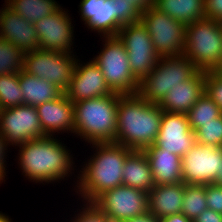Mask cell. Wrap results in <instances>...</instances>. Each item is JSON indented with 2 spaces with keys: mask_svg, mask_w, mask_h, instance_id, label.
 <instances>
[{
  "mask_svg": "<svg viewBox=\"0 0 222 222\" xmlns=\"http://www.w3.org/2000/svg\"><path fill=\"white\" fill-rule=\"evenodd\" d=\"M54 137L33 139L17 146L18 167L27 180L44 185L64 181L74 174L72 151Z\"/></svg>",
  "mask_w": 222,
  "mask_h": 222,
  "instance_id": "1",
  "label": "cell"
},
{
  "mask_svg": "<svg viewBox=\"0 0 222 222\" xmlns=\"http://www.w3.org/2000/svg\"><path fill=\"white\" fill-rule=\"evenodd\" d=\"M91 148L93 155L83 162L74 181V191L83 203H92L104 191L123 184L124 162L133 151L116 143H94Z\"/></svg>",
  "mask_w": 222,
  "mask_h": 222,
  "instance_id": "2",
  "label": "cell"
},
{
  "mask_svg": "<svg viewBox=\"0 0 222 222\" xmlns=\"http://www.w3.org/2000/svg\"><path fill=\"white\" fill-rule=\"evenodd\" d=\"M162 115L158 104L145 101L138 93L120 95L114 143L143 151L156 143Z\"/></svg>",
  "mask_w": 222,
  "mask_h": 222,
  "instance_id": "3",
  "label": "cell"
},
{
  "mask_svg": "<svg viewBox=\"0 0 222 222\" xmlns=\"http://www.w3.org/2000/svg\"><path fill=\"white\" fill-rule=\"evenodd\" d=\"M121 94L81 100L73 103L75 131L87 144L114 143L117 131V108Z\"/></svg>",
  "mask_w": 222,
  "mask_h": 222,
  "instance_id": "4",
  "label": "cell"
},
{
  "mask_svg": "<svg viewBox=\"0 0 222 222\" xmlns=\"http://www.w3.org/2000/svg\"><path fill=\"white\" fill-rule=\"evenodd\" d=\"M183 55L200 71H215L222 63V30L215 19L186 25Z\"/></svg>",
  "mask_w": 222,
  "mask_h": 222,
  "instance_id": "5",
  "label": "cell"
},
{
  "mask_svg": "<svg viewBox=\"0 0 222 222\" xmlns=\"http://www.w3.org/2000/svg\"><path fill=\"white\" fill-rule=\"evenodd\" d=\"M197 71L184 55L160 57L152 71L139 82L137 93L145 101L159 104L170 89L189 80Z\"/></svg>",
  "mask_w": 222,
  "mask_h": 222,
  "instance_id": "6",
  "label": "cell"
},
{
  "mask_svg": "<svg viewBox=\"0 0 222 222\" xmlns=\"http://www.w3.org/2000/svg\"><path fill=\"white\" fill-rule=\"evenodd\" d=\"M103 48L92 60L99 66L109 88L121 95L138 92L139 81L130 70L127 51L118 36L101 37Z\"/></svg>",
  "mask_w": 222,
  "mask_h": 222,
  "instance_id": "7",
  "label": "cell"
},
{
  "mask_svg": "<svg viewBox=\"0 0 222 222\" xmlns=\"http://www.w3.org/2000/svg\"><path fill=\"white\" fill-rule=\"evenodd\" d=\"M140 21L146 27L154 49L160 57L183 55L186 25L154 6H150L142 12Z\"/></svg>",
  "mask_w": 222,
  "mask_h": 222,
  "instance_id": "8",
  "label": "cell"
},
{
  "mask_svg": "<svg viewBox=\"0 0 222 222\" xmlns=\"http://www.w3.org/2000/svg\"><path fill=\"white\" fill-rule=\"evenodd\" d=\"M77 59L78 56L72 53L37 49L25 53L23 70L53 83L65 92L70 84Z\"/></svg>",
  "mask_w": 222,
  "mask_h": 222,
  "instance_id": "9",
  "label": "cell"
},
{
  "mask_svg": "<svg viewBox=\"0 0 222 222\" xmlns=\"http://www.w3.org/2000/svg\"><path fill=\"white\" fill-rule=\"evenodd\" d=\"M92 204L111 222H123L148 212V193L122 184L104 191Z\"/></svg>",
  "mask_w": 222,
  "mask_h": 222,
  "instance_id": "10",
  "label": "cell"
},
{
  "mask_svg": "<svg viewBox=\"0 0 222 222\" xmlns=\"http://www.w3.org/2000/svg\"><path fill=\"white\" fill-rule=\"evenodd\" d=\"M117 36L127 51L130 70L140 82L152 71L160 58L151 37L141 21L123 25Z\"/></svg>",
  "mask_w": 222,
  "mask_h": 222,
  "instance_id": "11",
  "label": "cell"
},
{
  "mask_svg": "<svg viewBox=\"0 0 222 222\" xmlns=\"http://www.w3.org/2000/svg\"><path fill=\"white\" fill-rule=\"evenodd\" d=\"M0 134L12 147L33 139L46 137L42 130L37 109L30 105H20L0 111Z\"/></svg>",
  "mask_w": 222,
  "mask_h": 222,
  "instance_id": "12",
  "label": "cell"
},
{
  "mask_svg": "<svg viewBox=\"0 0 222 222\" xmlns=\"http://www.w3.org/2000/svg\"><path fill=\"white\" fill-rule=\"evenodd\" d=\"M222 165V147L196 143L182 157V182L206 185L214 183Z\"/></svg>",
  "mask_w": 222,
  "mask_h": 222,
  "instance_id": "13",
  "label": "cell"
},
{
  "mask_svg": "<svg viewBox=\"0 0 222 222\" xmlns=\"http://www.w3.org/2000/svg\"><path fill=\"white\" fill-rule=\"evenodd\" d=\"M68 9L61 6L34 23L39 39V49L75 54L74 26ZM73 40V41H72Z\"/></svg>",
  "mask_w": 222,
  "mask_h": 222,
  "instance_id": "14",
  "label": "cell"
},
{
  "mask_svg": "<svg viewBox=\"0 0 222 222\" xmlns=\"http://www.w3.org/2000/svg\"><path fill=\"white\" fill-rule=\"evenodd\" d=\"M196 143L195 132L190 127L187 114L163 111L155 143L158 148L182 158Z\"/></svg>",
  "mask_w": 222,
  "mask_h": 222,
  "instance_id": "15",
  "label": "cell"
},
{
  "mask_svg": "<svg viewBox=\"0 0 222 222\" xmlns=\"http://www.w3.org/2000/svg\"><path fill=\"white\" fill-rule=\"evenodd\" d=\"M81 62V63H80ZM73 103L114 93L108 86L99 66L91 59L86 63L77 59L73 75L64 92Z\"/></svg>",
  "mask_w": 222,
  "mask_h": 222,
  "instance_id": "16",
  "label": "cell"
},
{
  "mask_svg": "<svg viewBox=\"0 0 222 222\" xmlns=\"http://www.w3.org/2000/svg\"><path fill=\"white\" fill-rule=\"evenodd\" d=\"M3 4L0 9V38L19 47L24 54L39 49L35 25Z\"/></svg>",
  "mask_w": 222,
  "mask_h": 222,
  "instance_id": "17",
  "label": "cell"
},
{
  "mask_svg": "<svg viewBox=\"0 0 222 222\" xmlns=\"http://www.w3.org/2000/svg\"><path fill=\"white\" fill-rule=\"evenodd\" d=\"M36 109L46 136L59 135L60 132L74 134V105L65 93L57 99L36 106Z\"/></svg>",
  "mask_w": 222,
  "mask_h": 222,
  "instance_id": "18",
  "label": "cell"
},
{
  "mask_svg": "<svg viewBox=\"0 0 222 222\" xmlns=\"http://www.w3.org/2000/svg\"><path fill=\"white\" fill-rule=\"evenodd\" d=\"M205 71L198 70L189 80L169 90L158 104L163 111L187 114L205 92Z\"/></svg>",
  "mask_w": 222,
  "mask_h": 222,
  "instance_id": "19",
  "label": "cell"
},
{
  "mask_svg": "<svg viewBox=\"0 0 222 222\" xmlns=\"http://www.w3.org/2000/svg\"><path fill=\"white\" fill-rule=\"evenodd\" d=\"M152 170L155 185L176 184L182 182V158L155 144L143 150Z\"/></svg>",
  "mask_w": 222,
  "mask_h": 222,
  "instance_id": "20",
  "label": "cell"
},
{
  "mask_svg": "<svg viewBox=\"0 0 222 222\" xmlns=\"http://www.w3.org/2000/svg\"><path fill=\"white\" fill-rule=\"evenodd\" d=\"M78 6L85 27L100 37L114 36L113 0H81Z\"/></svg>",
  "mask_w": 222,
  "mask_h": 222,
  "instance_id": "21",
  "label": "cell"
},
{
  "mask_svg": "<svg viewBox=\"0 0 222 222\" xmlns=\"http://www.w3.org/2000/svg\"><path fill=\"white\" fill-rule=\"evenodd\" d=\"M185 183L155 185L148 192V212L157 218L182 211Z\"/></svg>",
  "mask_w": 222,
  "mask_h": 222,
  "instance_id": "22",
  "label": "cell"
},
{
  "mask_svg": "<svg viewBox=\"0 0 222 222\" xmlns=\"http://www.w3.org/2000/svg\"><path fill=\"white\" fill-rule=\"evenodd\" d=\"M123 184L148 193L154 186L152 170L144 151L133 150L125 159Z\"/></svg>",
  "mask_w": 222,
  "mask_h": 222,
  "instance_id": "23",
  "label": "cell"
},
{
  "mask_svg": "<svg viewBox=\"0 0 222 222\" xmlns=\"http://www.w3.org/2000/svg\"><path fill=\"white\" fill-rule=\"evenodd\" d=\"M23 105L38 106L60 97L64 92L53 83L30 75L24 70L19 73Z\"/></svg>",
  "mask_w": 222,
  "mask_h": 222,
  "instance_id": "24",
  "label": "cell"
},
{
  "mask_svg": "<svg viewBox=\"0 0 222 222\" xmlns=\"http://www.w3.org/2000/svg\"><path fill=\"white\" fill-rule=\"evenodd\" d=\"M154 7L184 25L206 18L205 0H155Z\"/></svg>",
  "mask_w": 222,
  "mask_h": 222,
  "instance_id": "25",
  "label": "cell"
},
{
  "mask_svg": "<svg viewBox=\"0 0 222 222\" xmlns=\"http://www.w3.org/2000/svg\"><path fill=\"white\" fill-rule=\"evenodd\" d=\"M5 4L33 24L61 6L56 0H8Z\"/></svg>",
  "mask_w": 222,
  "mask_h": 222,
  "instance_id": "26",
  "label": "cell"
},
{
  "mask_svg": "<svg viewBox=\"0 0 222 222\" xmlns=\"http://www.w3.org/2000/svg\"><path fill=\"white\" fill-rule=\"evenodd\" d=\"M221 115L219 106L205 92L187 113L190 127L194 132L202 126V123L214 121Z\"/></svg>",
  "mask_w": 222,
  "mask_h": 222,
  "instance_id": "27",
  "label": "cell"
},
{
  "mask_svg": "<svg viewBox=\"0 0 222 222\" xmlns=\"http://www.w3.org/2000/svg\"><path fill=\"white\" fill-rule=\"evenodd\" d=\"M207 208L206 185L185 184L181 213L194 221Z\"/></svg>",
  "mask_w": 222,
  "mask_h": 222,
  "instance_id": "28",
  "label": "cell"
},
{
  "mask_svg": "<svg viewBox=\"0 0 222 222\" xmlns=\"http://www.w3.org/2000/svg\"><path fill=\"white\" fill-rule=\"evenodd\" d=\"M24 55L19 47L0 38V75L20 73L24 69Z\"/></svg>",
  "mask_w": 222,
  "mask_h": 222,
  "instance_id": "29",
  "label": "cell"
},
{
  "mask_svg": "<svg viewBox=\"0 0 222 222\" xmlns=\"http://www.w3.org/2000/svg\"><path fill=\"white\" fill-rule=\"evenodd\" d=\"M23 105L19 73L0 75V108L8 109Z\"/></svg>",
  "mask_w": 222,
  "mask_h": 222,
  "instance_id": "30",
  "label": "cell"
},
{
  "mask_svg": "<svg viewBox=\"0 0 222 222\" xmlns=\"http://www.w3.org/2000/svg\"><path fill=\"white\" fill-rule=\"evenodd\" d=\"M114 36H117L123 25L140 21L142 12L128 0H113Z\"/></svg>",
  "mask_w": 222,
  "mask_h": 222,
  "instance_id": "31",
  "label": "cell"
},
{
  "mask_svg": "<svg viewBox=\"0 0 222 222\" xmlns=\"http://www.w3.org/2000/svg\"><path fill=\"white\" fill-rule=\"evenodd\" d=\"M196 142L202 145L222 147V115L202 126L195 132Z\"/></svg>",
  "mask_w": 222,
  "mask_h": 222,
  "instance_id": "32",
  "label": "cell"
},
{
  "mask_svg": "<svg viewBox=\"0 0 222 222\" xmlns=\"http://www.w3.org/2000/svg\"><path fill=\"white\" fill-rule=\"evenodd\" d=\"M205 93L222 111V77H220L215 71L206 72Z\"/></svg>",
  "mask_w": 222,
  "mask_h": 222,
  "instance_id": "33",
  "label": "cell"
},
{
  "mask_svg": "<svg viewBox=\"0 0 222 222\" xmlns=\"http://www.w3.org/2000/svg\"><path fill=\"white\" fill-rule=\"evenodd\" d=\"M82 206L77 209V214L73 215L75 217L71 218V222H111L92 203H83Z\"/></svg>",
  "mask_w": 222,
  "mask_h": 222,
  "instance_id": "34",
  "label": "cell"
},
{
  "mask_svg": "<svg viewBox=\"0 0 222 222\" xmlns=\"http://www.w3.org/2000/svg\"><path fill=\"white\" fill-rule=\"evenodd\" d=\"M207 207L222 214V186L206 184Z\"/></svg>",
  "mask_w": 222,
  "mask_h": 222,
  "instance_id": "35",
  "label": "cell"
},
{
  "mask_svg": "<svg viewBox=\"0 0 222 222\" xmlns=\"http://www.w3.org/2000/svg\"><path fill=\"white\" fill-rule=\"evenodd\" d=\"M222 14V0H205L206 18L215 19Z\"/></svg>",
  "mask_w": 222,
  "mask_h": 222,
  "instance_id": "36",
  "label": "cell"
},
{
  "mask_svg": "<svg viewBox=\"0 0 222 222\" xmlns=\"http://www.w3.org/2000/svg\"><path fill=\"white\" fill-rule=\"evenodd\" d=\"M193 222H222V214L207 208Z\"/></svg>",
  "mask_w": 222,
  "mask_h": 222,
  "instance_id": "37",
  "label": "cell"
},
{
  "mask_svg": "<svg viewBox=\"0 0 222 222\" xmlns=\"http://www.w3.org/2000/svg\"><path fill=\"white\" fill-rule=\"evenodd\" d=\"M10 146L6 143L5 139L2 137V135L0 134V172L7 177L6 175V165H7V161H6V157H7V153H8V148ZM7 152V153H6Z\"/></svg>",
  "mask_w": 222,
  "mask_h": 222,
  "instance_id": "38",
  "label": "cell"
},
{
  "mask_svg": "<svg viewBox=\"0 0 222 222\" xmlns=\"http://www.w3.org/2000/svg\"><path fill=\"white\" fill-rule=\"evenodd\" d=\"M123 222H161V219L147 212L144 215H140L138 217L125 220Z\"/></svg>",
  "mask_w": 222,
  "mask_h": 222,
  "instance_id": "39",
  "label": "cell"
},
{
  "mask_svg": "<svg viewBox=\"0 0 222 222\" xmlns=\"http://www.w3.org/2000/svg\"><path fill=\"white\" fill-rule=\"evenodd\" d=\"M161 222H193L183 213L168 215L161 218Z\"/></svg>",
  "mask_w": 222,
  "mask_h": 222,
  "instance_id": "40",
  "label": "cell"
},
{
  "mask_svg": "<svg viewBox=\"0 0 222 222\" xmlns=\"http://www.w3.org/2000/svg\"><path fill=\"white\" fill-rule=\"evenodd\" d=\"M133 3L141 12L148 9L150 6H154L155 0H128Z\"/></svg>",
  "mask_w": 222,
  "mask_h": 222,
  "instance_id": "41",
  "label": "cell"
},
{
  "mask_svg": "<svg viewBox=\"0 0 222 222\" xmlns=\"http://www.w3.org/2000/svg\"><path fill=\"white\" fill-rule=\"evenodd\" d=\"M213 184H216L217 186H222V165L220 167V171Z\"/></svg>",
  "mask_w": 222,
  "mask_h": 222,
  "instance_id": "42",
  "label": "cell"
},
{
  "mask_svg": "<svg viewBox=\"0 0 222 222\" xmlns=\"http://www.w3.org/2000/svg\"><path fill=\"white\" fill-rule=\"evenodd\" d=\"M0 222H12V219L8 215L2 213V211H1L0 212Z\"/></svg>",
  "mask_w": 222,
  "mask_h": 222,
  "instance_id": "43",
  "label": "cell"
},
{
  "mask_svg": "<svg viewBox=\"0 0 222 222\" xmlns=\"http://www.w3.org/2000/svg\"><path fill=\"white\" fill-rule=\"evenodd\" d=\"M219 28L222 30V14L215 18Z\"/></svg>",
  "mask_w": 222,
  "mask_h": 222,
  "instance_id": "44",
  "label": "cell"
},
{
  "mask_svg": "<svg viewBox=\"0 0 222 222\" xmlns=\"http://www.w3.org/2000/svg\"><path fill=\"white\" fill-rule=\"evenodd\" d=\"M215 72L222 77V63L220 64V66L215 70Z\"/></svg>",
  "mask_w": 222,
  "mask_h": 222,
  "instance_id": "45",
  "label": "cell"
},
{
  "mask_svg": "<svg viewBox=\"0 0 222 222\" xmlns=\"http://www.w3.org/2000/svg\"><path fill=\"white\" fill-rule=\"evenodd\" d=\"M3 181L5 183V176L0 172V184L3 183Z\"/></svg>",
  "mask_w": 222,
  "mask_h": 222,
  "instance_id": "46",
  "label": "cell"
}]
</instances>
